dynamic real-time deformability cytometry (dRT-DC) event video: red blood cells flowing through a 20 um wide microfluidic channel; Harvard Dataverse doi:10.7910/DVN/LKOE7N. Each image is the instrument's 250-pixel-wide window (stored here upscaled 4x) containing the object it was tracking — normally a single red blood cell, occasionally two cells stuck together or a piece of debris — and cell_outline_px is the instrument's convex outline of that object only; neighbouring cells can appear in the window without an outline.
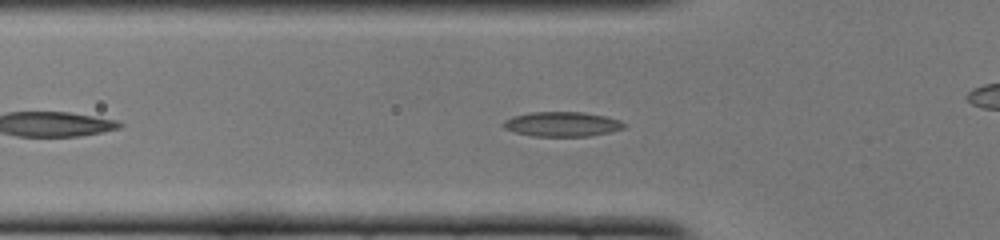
{"species": "common noctule bat (a hibernating species)", "species_latin": "Nyctalus noctula", "temperature_condition": "cold", "stored_images_in_passage": 38, "camera_frame_rate_fps": 3000, "um_per_image_px": 0.085, "animal": {"sex": "female", "body_mass_g": 22.0, "forearm_length_mm": 56.7}, "frame": {"image": 1, "passage_image": 8, "time_ms": 2.333, "image_size_px": [1000, 240], "cell_outline_px": [[628, 124], [624, 128], [608, 132], [588, 136], [532, 136], [516, 132], [504, 128], [500, 124], [504, 120], [512, 116], [532, 112], [584, 112], [604, 116], [620, 120]], "centroid_in_image_um": [47.76, 10.55], "position_along_channel_um": 78.0, "area_um2": 17.4}}
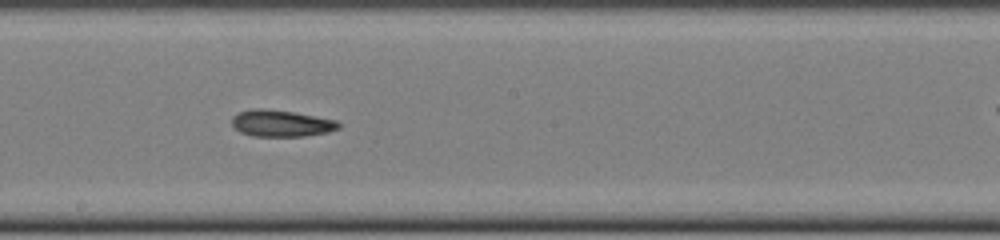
{"frame": {"image": 2, "passage_image": 19, "time_ms": 6.0, "image_size_px": [1000, 240], "cell_outline_px": [[340, 128], [328, 132], [304, 136], [252, 136], [240, 132], [232, 124], [232, 116], [236, 112], [252, 108], [264, 108], [296, 112], [336, 120], [340, 124]], "centroid_in_image_um": [23.88, 10.47], "position_along_channel_um": 224.3, "area_um2": 16.76}}
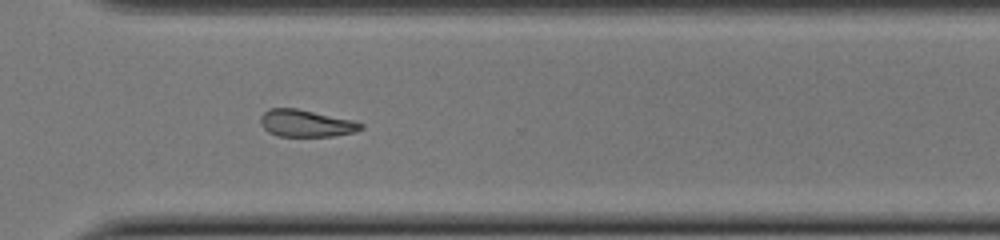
{"frame": {"image": 3, "passage_image": 28, "time_ms": 9.0, "image_size_px": [1000, 240], "cell_outline_px": [[364, 128], [356, 132], [332, 136], [276, 136], [268, 132], [260, 124], [260, 116], [268, 108], [296, 108], [352, 120], [364, 124]], "centroid_in_image_um": [25.99, 10.48], "position_along_channel_um": 344.6, "area_um2": 15.9}, "authors_computed_cell_mechanics": {"area_um2": 16.762, "velocity_mm_per_s": 3.9905, "shape_relaxation_time_tau1_ms": null, "shape_relaxation_time_tau2_ms": 9.2326, "deformation_change_tau1": null, "deformation_change_tau2": 0.2073}}